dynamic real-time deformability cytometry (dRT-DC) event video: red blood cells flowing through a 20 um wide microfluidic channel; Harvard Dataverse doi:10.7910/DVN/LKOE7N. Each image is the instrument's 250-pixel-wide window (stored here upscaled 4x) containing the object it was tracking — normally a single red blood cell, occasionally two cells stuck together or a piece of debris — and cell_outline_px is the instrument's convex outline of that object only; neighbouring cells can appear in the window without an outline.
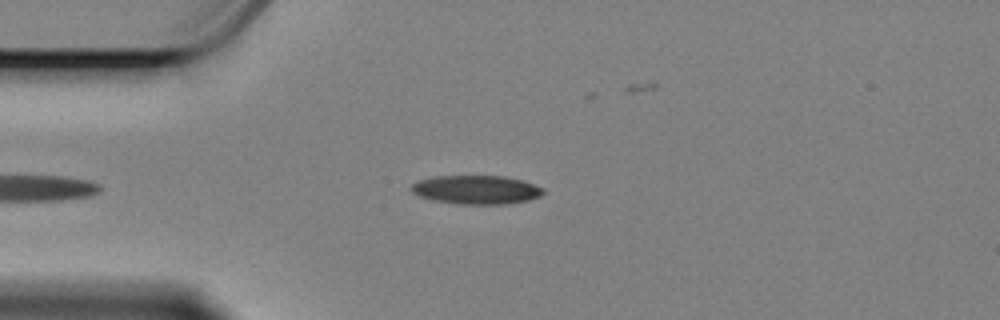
{"species": "Egyptian fruit bat (a non-hibernating species)", "species_latin": "Rousettus aegyptiacus", "temperature_condition": "cold", "stored_images_in_passage": 42, "camera_frame_rate_fps": 3000, "um_per_image_px": 0.085, "animal": {"sex": "female"}, "frame": {"image": 1, "passage_image": 2, "time_ms": 0.333, "image_size_px": [1000, 320], "cell_outline_px": [[544, 192], [540, 196], [528, 200], [504, 204], [456, 204], [432, 200], [420, 196], [412, 192], [412, 184], [420, 180], [436, 176], [504, 176], [524, 180], [544, 188]], "centroid_in_image_um": [40.51, 16.13], "position_along_channel_um": 44.5, "area_um2": 22.08}}
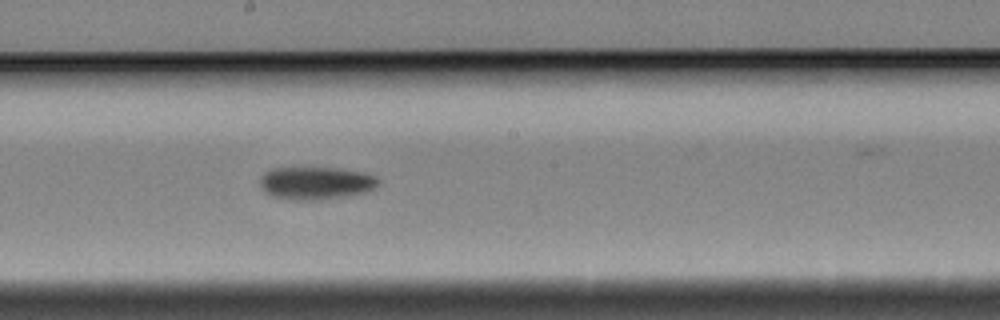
{"frame": {"image": 2, "passage_image": 19, "time_ms": 6.0, "image_size_px": [1000, 320], "cell_outline_px": [[380, 184], [376, 188], [368, 192], [352, 196], [320, 200], [292, 200], [272, 196], [264, 192], [260, 188], [260, 176], [264, 172], [272, 168], [336, 168], [364, 172], [376, 176], [380, 180]], "centroid_in_image_um": [26.88, 15.57], "position_along_channel_um": 221.3, "area_um2": 23.18}}
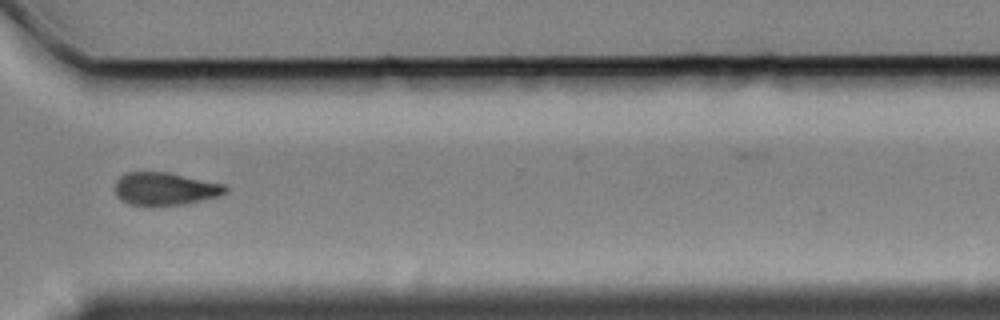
{"frame": {"image": 3, "passage_image": 31, "time_ms": 10.0, "image_size_px": [1000, 320], "cell_outline_px": [[228, 192], [220, 196], [184, 204], [152, 208], [128, 204], [120, 200], [116, 196], [116, 180], [120, 176], [128, 172], [168, 172], [224, 184], [228, 188]], "centroid_in_image_um": [14.01, 16.08], "position_along_channel_um": 356.6, "area_um2": 21.68}, "authors_computed_cell_mechanics": {"area_um2": 22.3975, "velocity_mm_per_s": 3.3796, "shape_relaxation_time_tau1_ms": 4.501, "shape_relaxation_time_tau2_ms": null, "deformation_change_tau1": 0.1258, "deformation_change_tau2": null}}